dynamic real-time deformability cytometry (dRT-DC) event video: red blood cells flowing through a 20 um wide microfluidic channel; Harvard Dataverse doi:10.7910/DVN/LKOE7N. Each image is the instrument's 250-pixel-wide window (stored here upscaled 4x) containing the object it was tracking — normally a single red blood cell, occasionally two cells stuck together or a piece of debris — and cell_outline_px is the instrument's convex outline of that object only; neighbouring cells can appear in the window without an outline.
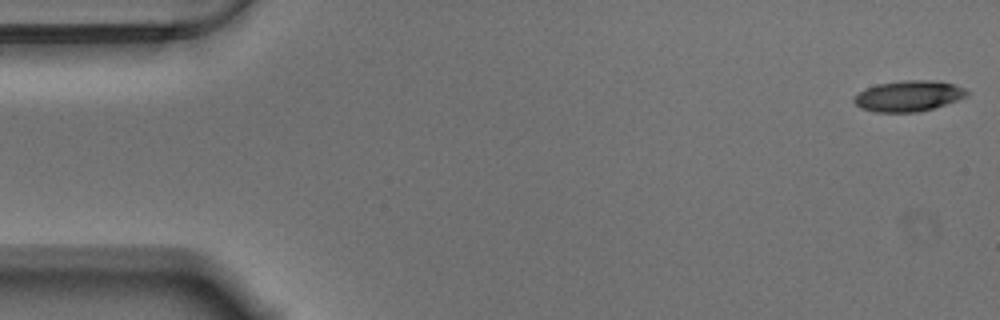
{"species": "Egyptian fruit bat (a non-hibernating species)", "species_latin": "Rousettus aegyptiacus", "temperature_condition": "warm", "stored_images_in_passage": 8, "camera_frame_rate_fps": 3000, "um_per_image_px": 0.085, "animal": {"sex": "male"}, "frame": {"image": 1, "passage_image": 1, "time_ms": 0.0, "image_size_px": [1000, 320], "cell_outline_px": [[968, 92], [964, 96], [956, 100], [932, 108], [916, 112], [876, 112], [860, 108], [852, 100], [860, 92], [876, 84], [904, 80], [936, 80], [956, 84], [964, 88]], "centroid_in_image_um": [77.21, 8.15], "position_along_channel_um": 7.8, "area_um2": 20.0}}